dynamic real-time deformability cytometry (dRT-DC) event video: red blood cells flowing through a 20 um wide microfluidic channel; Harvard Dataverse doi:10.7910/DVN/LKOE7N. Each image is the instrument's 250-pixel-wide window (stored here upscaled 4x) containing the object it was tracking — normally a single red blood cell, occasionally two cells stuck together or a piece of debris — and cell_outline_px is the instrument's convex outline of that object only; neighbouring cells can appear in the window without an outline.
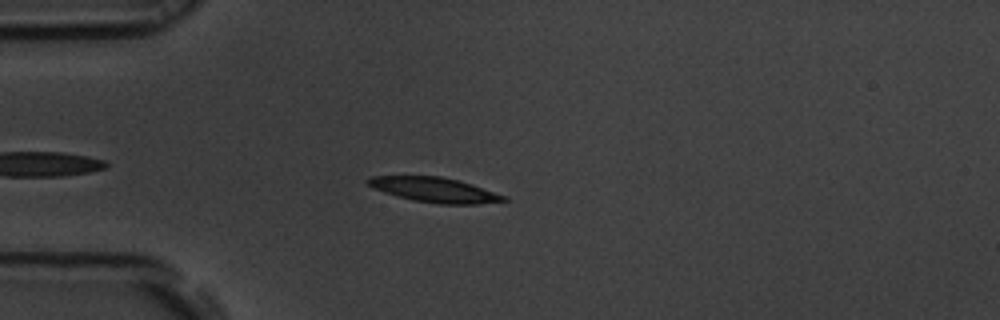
{"species": "common noctule bat (a hibernating species)", "species_latin": "Nyctalus noctula", "temperature_condition": "room temperature", "stored_images_in_passage": 40, "camera_frame_rate_fps": 3000, "um_per_image_px": 0.085, "animal": {"sex": "male", "body_mass_g": 19.5, "forearm_length_mm": 54.6}, "frame": {"image": 1, "passage_image": 6, "time_ms": 1.667, "image_size_px": [1000, 320], "cell_outline_px": [[508, 200], [476, 204], [440, 204], [412, 200], [396, 196], [372, 188], [364, 180], [368, 176], [440, 176], [460, 180], [508, 196]], "centroid_in_image_um": [36.92, 16.13], "position_along_channel_um": 48.1, "area_um2": 19.83}}
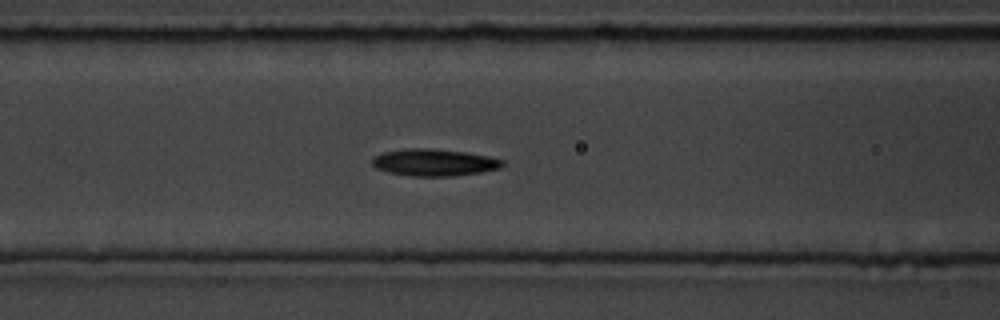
{"frame": {"image": 2, "passage_image": 14, "time_ms": 4.333, "image_size_px": [1000, 320], "cell_outline_px": [[504, 164], [500, 168], [480, 172], [452, 176], [412, 176], [388, 172], [376, 168], [372, 164], [372, 156], [380, 152], [404, 148], [432, 148], [464, 152], [488, 156], [504, 160]], "centroid_in_image_um": [36.85, 13.79], "position_along_channel_um": 129.7, "area_um2": 20.63}}
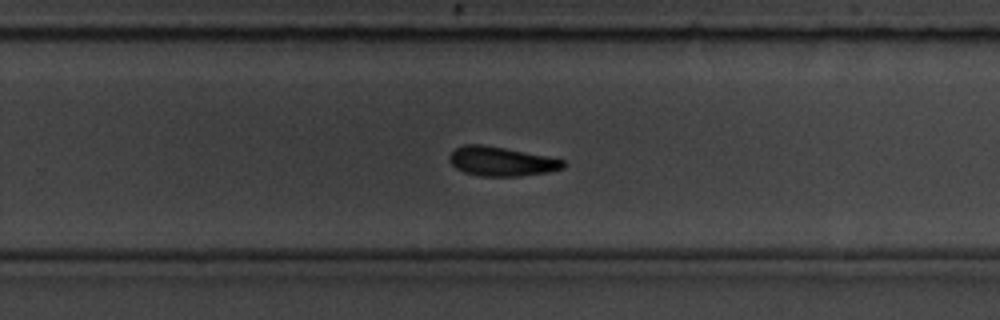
{"frame": {"image": 3, "passage_image": 27, "time_ms": 8.667, "image_size_px": [1000, 320], "cell_outline_px": [[568, 164], [564, 168], [548, 172], [516, 176], [480, 176], [464, 172], [456, 168], [452, 164], [448, 156], [456, 148], [464, 144], [480, 144], [504, 148], [548, 156], [564, 160]], "centroid_in_image_um": [42.64, 13.72], "position_along_channel_um": 287.2, "area_um2": 19.36}, "authors_computed_cell_mechanics": {"area_um2": 19.8832, "velocity_mm_per_s": 3.6465, "shape_relaxation_time_tau1_ms": 2.6648, "shape_relaxation_time_tau2_ms": 6.8683, "deformation_change_tau1": 0.116, "deformation_change_tau2": 0.1445}}